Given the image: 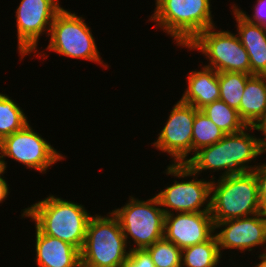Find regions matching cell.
<instances>
[{"instance_id": "6da1fadb", "label": "cell", "mask_w": 266, "mask_h": 267, "mask_svg": "<svg viewBox=\"0 0 266 267\" xmlns=\"http://www.w3.org/2000/svg\"><path fill=\"white\" fill-rule=\"evenodd\" d=\"M253 130H255L254 126H247L240 132L226 134L217 143L197 151L189 158L186 165L196 175L203 170H211V172L222 170L220 177L253 172L260 165L249 164L266 153L259 138L255 137V134L253 136L248 133Z\"/></svg>"}, {"instance_id": "7a4b0ae2", "label": "cell", "mask_w": 266, "mask_h": 267, "mask_svg": "<svg viewBox=\"0 0 266 267\" xmlns=\"http://www.w3.org/2000/svg\"><path fill=\"white\" fill-rule=\"evenodd\" d=\"M21 215L30 217L43 234L68 242L80 251L92 216L84 205L51 194L44 200L23 209Z\"/></svg>"}, {"instance_id": "3957f363", "label": "cell", "mask_w": 266, "mask_h": 267, "mask_svg": "<svg viewBox=\"0 0 266 267\" xmlns=\"http://www.w3.org/2000/svg\"><path fill=\"white\" fill-rule=\"evenodd\" d=\"M150 17L170 35L177 46L186 48L202 31L215 26L211 0H155Z\"/></svg>"}, {"instance_id": "277c9868", "label": "cell", "mask_w": 266, "mask_h": 267, "mask_svg": "<svg viewBox=\"0 0 266 267\" xmlns=\"http://www.w3.org/2000/svg\"><path fill=\"white\" fill-rule=\"evenodd\" d=\"M211 183L210 214L213 223L248 217L260 212L256 169L219 177Z\"/></svg>"}, {"instance_id": "5b68a950", "label": "cell", "mask_w": 266, "mask_h": 267, "mask_svg": "<svg viewBox=\"0 0 266 267\" xmlns=\"http://www.w3.org/2000/svg\"><path fill=\"white\" fill-rule=\"evenodd\" d=\"M127 246L119 220L111 211L105 217L92 215L80 251L81 267H121L129 256Z\"/></svg>"}, {"instance_id": "8992f818", "label": "cell", "mask_w": 266, "mask_h": 267, "mask_svg": "<svg viewBox=\"0 0 266 267\" xmlns=\"http://www.w3.org/2000/svg\"><path fill=\"white\" fill-rule=\"evenodd\" d=\"M129 197L124 206L112 213L119 220L127 245L131 238L136 244L129 250L145 249L163 238L165 213L156 195L146 201Z\"/></svg>"}, {"instance_id": "52a82bcc", "label": "cell", "mask_w": 266, "mask_h": 267, "mask_svg": "<svg viewBox=\"0 0 266 267\" xmlns=\"http://www.w3.org/2000/svg\"><path fill=\"white\" fill-rule=\"evenodd\" d=\"M49 44L46 47L68 58L84 59L103 64L91 28L85 20L64 8L56 15L51 25Z\"/></svg>"}, {"instance_id": "ba28073f", "label": "cell", "mask_w": 266, "mask_h": 267, "mask_svg": "<svg viewBox=\"0 0 266 267\" xmlns=\"http://www.w3.org/2000/svg\"><path fill=\"white\" fill-rule=\"evenodd\" d=\"M165 171L167 175H173L179 179L193 177L191 180L181 182L174 180L172 185L155 194L165 214H171L173 211L176 213L210 211L212 179L210 181L198 180L194 171L186 164L171 163Z\"/></svg>"}, {"instance_id": "9c48e42d", "label": "cell", "mask_w": 266, "mask_h": 267, "mask_svg": "<svg viewBox=\"0 0 266 267\" xmlns=\"http://www.w3.org/2000/svg\"><path fill=\"white\" fill-rule=\"evenodd\" d=\"M213 26L202 31L186 48L200 51L209 60L207 66L216 72L251 74L250 59L237 34L216 30Z\"/></svg>"}, {"instance_id": "30bf717a", "label": "cell", "mask_w": 266, "mask_h": 267, "mask_svg": "<svg viewBox=\"0 0 266 267\" xmlns=\"http://www.w3.org/2000/svg\"><path fill=\"white\" fill-rule=\"evenodd\" d=\"M0 153L4 161L6 157L11 158L27 169H35L42 174L65 158L42 135L35 132L29 123L0 141Z\"/></svg>"}, {"instance_id": "8fae6325", "label": "cell", "mask_w": 266, "mask_h": 267, "mask_svg": "<svg viewBox=\"0 0 266 267\" xmlns=\"http://www.w3.org/2000/svg\"><path fill=\"white\" fill-rule=\"evenodd\" d=\"M59 0H21L15 11L18 52L21 59L36 53L42 34L49 37L56 15L63 9Z\"/></svg>"}, {"instance_id": "7c38bea8", "label": "cell", "mask_w": 266, "mask_h": 267, "mask_svg": "<svg viewBox=\"0 0 266 267\" xmlns=\"http://www.w3.org/2000/svg\"><path fill=\"white\" fill-rule=\"evenodd\" d=\"M195 115V107L179 100L170 111L157 140L152 144L157 150L169 154L173 160L172 164H186L189 161Z\"/></svg>"}, {"instance_id": "4fadbf2b", "label": "cell", "mask_w": 266, "mask_h": 267, "mask_svg": "<svg viewBox=\"0 0 266 267\" xmlns=\"http://www.w3.org/2000/svg\"><path fill=\"white\" fill-rule=\"evenodd\" d=\"M220 254L222 249H238L240 253L252 251L254 247L264 246L262 254L266 253V217L257 213L248 217L224 220L214 224Z\"/></svg>"}, {"instance_id": "5bb4252c", "label": "cell", "mask_w": 266, "mask_h": 267, "mask_svg": "<svg viewBox=\"0 0 266 267\" xmlns=\"http://www.w3.org/2000/svg\"><path fill=\"white\" fill-rule=\"evenodd\" d=\"M214 231L210 211L165 214L163 237L181 250L207 241Z\"/></svg>"}, {"instance_id": "9a60e30c", "label": "cell", "mask_w": 266, "mask_h": 267, "mask_svg": "<svg viewBox=\"0 0 266 267\" xmlns=\"http://www.w3.org/2000/svg\"><path fill=\"white\" fill-rule=\"evenodd\" d=\"M35 263L38 267H81L80 250L56 237L43 234L36 226Z\"/></svg>"}, {"instance_id": "2e32d148", "label": "cell", "mask_w": 266, "mask_h": 267, "mask_svg": "<svg viewBox=\"0 0 266 267\" xmlns=\"http://www.w3.org/2000/svg\"><path fill=\"white\" fill-rule=\"evenodd\" d=\"M236 18L237 36L246 49L251 66V75H266V29L263 25L247 21L232 7Z\"/></svg>"}, {"instance_id": "e0dca14e", "label": "cell", "mask_w": 266, "mask_h": 267, "mask_svg": "<svg viewBox=\"0 0 266 267\" xmlns=\"http://www.w3.org/2000/svg\"><path fill=\"white\" fill-rule=\"evenodd\" d=\"M186 80L187 88L181 102L201 110L220 98L218 72L213 68L203 66L200 71L191 70Z\"/></svg>"}, {"instance_id": "ac0fdd59", "label": "cell", "mask_w": 266, "mask_h": 267, "mask_svg": "<svg viewBox=\"0 0 266 267\" xmlns=\"http://www.w3.org/2000/svg\"><path fill=\"white\" fill-rule=\"evenodd\" d=\"M266 112V75H252L239 104L238 114L246 126H254Z\"/></svg>"}, {"instance_id": "d6986e66", "label": "cell", "mask_w": 266, "mask_h": 267, "mask_svg": "<svg viewBox=\"0 0 266 267\" xmlns=\"http://www.w3.org/2000/svg\"><path fill=\"white\" fill-rule=\"evenodd\" d=\"M221 258L217 239L213 234L207 241L182 249L181 267H216Z\"/></svg>"}, {"instance_id": "ffe728a7", "label": "cell", "mask_w": 266, "mask_h": 267, "mask_svg": "<svg viewBox=\"0 0 266 267\" xmlns=\"http://www.w3.org/2000/svg\"><path fill=\"white\" fill-rule=\"evenodd\" d=\"M225 134L242 131L246 124L241 120L238 111L218 99L201 109Z\"/></svg>"}, {"instance_id": "44dd1931", "label": "cell", "mask_w": 266, "mask_h": 267, "mask_svg": "<svg viewBox=\"0 0 266 267\" xmlns=\"http://www.w3.org/2000/svg\"><path fill=\"white\" fill-rule=\"evenodd\" d=\"M226 134L207 115L196 109L192 126V153L221 140Z\"/></svg>"}, {"instance_id": "7402d4cb", "label": "cell", "mask_w": 266, "mask_h": 267, "mask_svg": "<svg viewBox=\"0 0 266 267\" xmlns=\"http://www.w3.org/2000/svg\"><path fill=\"white\" fill-rule=\"evenodd\" d=\"M22 108L6 94L0 93V141L23 129L29 121Z\"/></svg>"}, {"instance_id": "603a6c76", "label": "cell", "mask_w": 266, "mask_h": 267, "mask_svg": "<svg viewBox=\"0 0 266 267\" xmlns=\"http://www.w3.org/2000/svg\"><path fill=\"white\" fill-rule=\"evenodd\" d=\"M251 76L241 72H219V99L238 111L246 82Z\"/></svg>"}, {"instance_id": "cb8c5ba5", "label": "cell", "mask_w": 266, "mask_h": 267, "mask_svg": "<svg viewBox=\"0 0 266 267\" xmlns=\"http://www.w3.org/2000/svg\"><path fill=\"white\" fill-rule=\"evenodd\" d=\"M145 250L149 253L155 267H181L182 250L164 237Z\"/></svg>"}, {"instance_id": "d4e9b609", "label": "cell", "mask_w": 266, "mask_h": 267, "mask_svg": "<svg viewBox=\"0 0 266 267\" xmlns=\"http://www.w3.org/2000/svg\"><path fill=\"white\" fill-rule=\"evenodd\" d=\"M121 267H155V265L145 249H132Z\"/></svg>"}, {"instance_id": "484cf974", "label": "cell", "mask_w": 266, "mask_h": 267, "mask_svg": "<svg viewBox=\"0 0 266 267\" xmlns=\"http://www.w3.org/2000/svg\"><path fill=\"white\" fill-rule=\"evenodd\" d=\"M257 4H255V6H253L254 9V14H252L251 16H249L248 14H246L245 11L241 10L240 8H238V6H234L233 7L240 13V15L245 18L247 21L251 22V23H255V24H260L263 25L266 29V0H257L256 2Z\"/></svg>"}, {"instance_id": "4316f807", "label": "cell", "mask_w": 266, "mask_h": 267, "mask_svg": "<svg viewBox=\"0 0 266 267\" xmlns=\"http://www.w3.org/2000/svg\"><path fill=\"white\" fill-rule=\"evenodd\" d=\"M256 180L260 198V212L266 217V163L256 168Z\"/></svg>"}, {"instance_id": "83f0119b", "label": "cell", "mask_w": 266, "mask_h": 267, "mask_svg": "<svg viewBox=\"0 0 266 267\" xmlns=\"http://www.w3.org/2000/svg\"><path fill=\"white\" fill-rule=\"evenodd\" d=\"M255 130L261 131L264 138H259L262 148L266 151V112L263 117L254 125Z\"/></svg>"}, {"instance_id": "f1b7e54d", "label": "cell", "mask_w": 266, "mask_h": 267, "mask_svg": "<svg viewBox=\"0 0 266 267\" xmlns=\"http://www.w3.org/2000/svg\"><path fill=\"white\" fill-rule=\"evenodd\" d=\"M8 186L4 177H0V203H3L10 193Z\"/></svg>"}, {"instance_id": "f546056e", "label": "cell", "mask_w": 266, "mask_h": 267, "mask_svg": "<svg viewBox=\"0 0 266 267\" xmlns=\"http://www.w3.org/2000/svg\"><path fill=\"white\" fill-rule=\"evenodd\" d=\"M7 161H4L2 158V155L0 153V177L3 176V174L5 173V170L7 168Z\"/></svg>"}, {"instance_id": "4dcf8cb0", "label": "cell", "mask_w": 266, "mask_h": 267, "mask_svg": "<svg viewBox=\"0 0 266 267\" xmlns=\"http://www.w3.org/2000/svg\"><path fill=\"white\" fill-rule=\"evenodd\" d=\"M258 258L261 260L258 264L256 263L255 267H266V253L259 254Z\"/></svg>"}]
</instances>
